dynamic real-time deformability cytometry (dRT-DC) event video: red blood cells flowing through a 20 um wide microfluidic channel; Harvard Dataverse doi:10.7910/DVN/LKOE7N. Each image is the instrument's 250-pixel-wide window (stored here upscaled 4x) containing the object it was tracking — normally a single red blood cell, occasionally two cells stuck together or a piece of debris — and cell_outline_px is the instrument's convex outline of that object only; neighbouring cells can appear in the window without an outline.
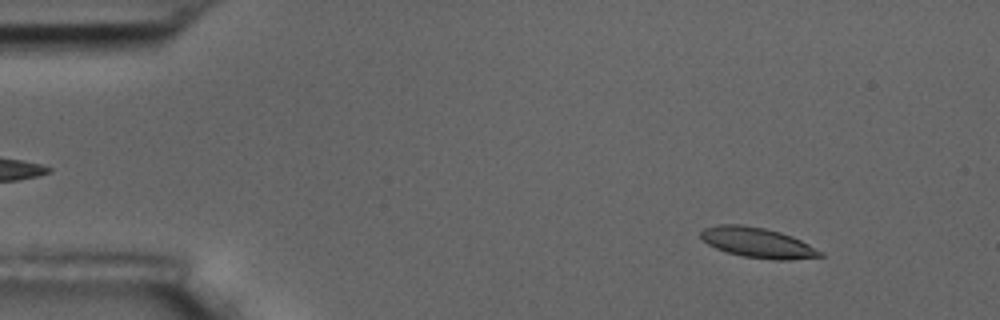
{"species": "common noctule bat (a hibernating species)", "species_latin": "Nyctalus noctula", "temperature_condition": "room temperature", "stored_images_in_passage": 4, "camera_frame_rate_fps": 3000, "um_per_image_px": 0.085, "animal": {"sex": "male", "body_mass_g": 17.5, "forearm_length_mm": 52.3}, "frame": {"image": 1, "passage_image": 1, "time_ms": 0.0, "image_size_px": [1000, 320], "cell_outline_px": [[824, 256], [792, 260], [772, 260], [744, 256], [728, 252], [716, 248], [708, 244], [700, 236], [700, 232], [704, 228], [720, 224], [740, 224], [764, 228], [780, 232], [792, 236], [824, 252]], "centroid_in_image_um": [64.42, 20.63], "position_along_channel_um": 20.6, "area_um2": 20.92}}
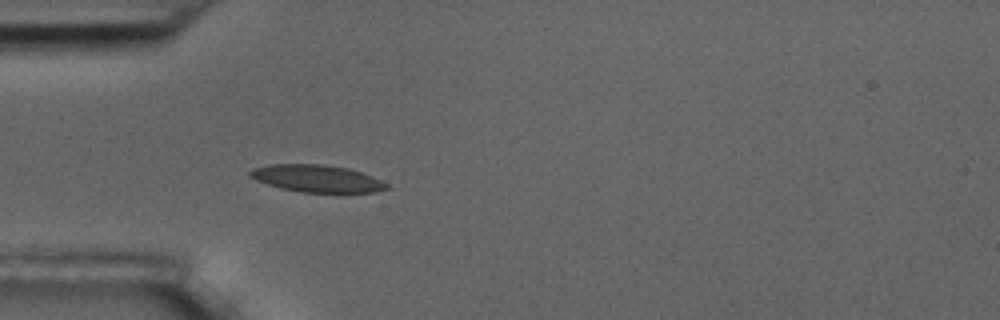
{"frame": {"image": 2, "passage_image": 4, "time_ms": 3.333, "image_size_px": [1000, 320], "cell_outline_px": [[392, 188], [376, 192], [300, 192], [280, 188], [256, 180], [248, 176], [248, 172], [252, 168], [268, 164], [324, 164], [348, 168], [372, 176], [388, 184]], "centroid_in_image_um": [26.92, 15.17], "position_along_channel_um": 58.1, "area_um2": 21.79}}